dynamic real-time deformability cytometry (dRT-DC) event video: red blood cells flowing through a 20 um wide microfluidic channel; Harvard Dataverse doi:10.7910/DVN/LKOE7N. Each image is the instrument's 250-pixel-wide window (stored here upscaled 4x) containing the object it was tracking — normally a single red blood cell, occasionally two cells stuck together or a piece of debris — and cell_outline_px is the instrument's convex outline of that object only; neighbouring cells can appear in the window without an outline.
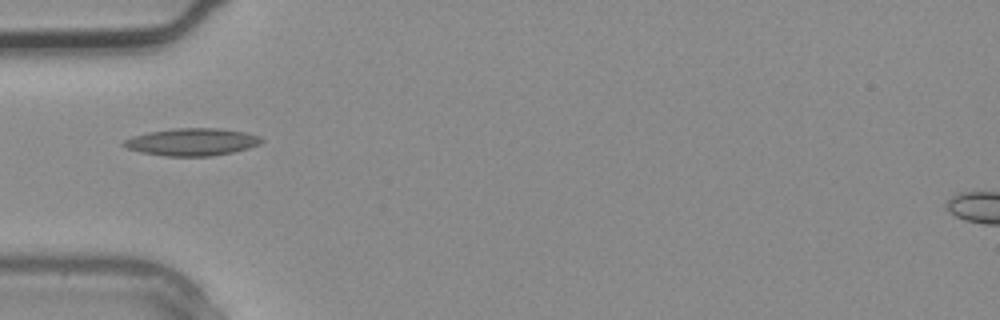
{"species": "common noctule bat (a hibernating species)", "species_latin": "Nyctalus noctula", "temperature_condition": "warm", "stored_images_in_passage": 2, "camera_frame_rate_fps": 3000, "um_per_image_px": 0.085, "animal": {"sex": "male", "body_mass_g": 20.4}, "frame": {"image": 1, "passage_image": 2, "time_ms": 0.333, "image_size_px": [1000, 320], "cell_outline_px": [[264, 140], [260, 144], [248, 148], [232, 152], [212, 156], [164, 156], [140, 152], [128, 148], [120, 144], [124, 140], [132, 136], [148, 132], [176, 128], [216, 128], [244, 132], [260, 136]], "centroid_in_image_um": [16.3, 12.07], "position_along_channel_um": 68.7, "area_um2": 21.96}}